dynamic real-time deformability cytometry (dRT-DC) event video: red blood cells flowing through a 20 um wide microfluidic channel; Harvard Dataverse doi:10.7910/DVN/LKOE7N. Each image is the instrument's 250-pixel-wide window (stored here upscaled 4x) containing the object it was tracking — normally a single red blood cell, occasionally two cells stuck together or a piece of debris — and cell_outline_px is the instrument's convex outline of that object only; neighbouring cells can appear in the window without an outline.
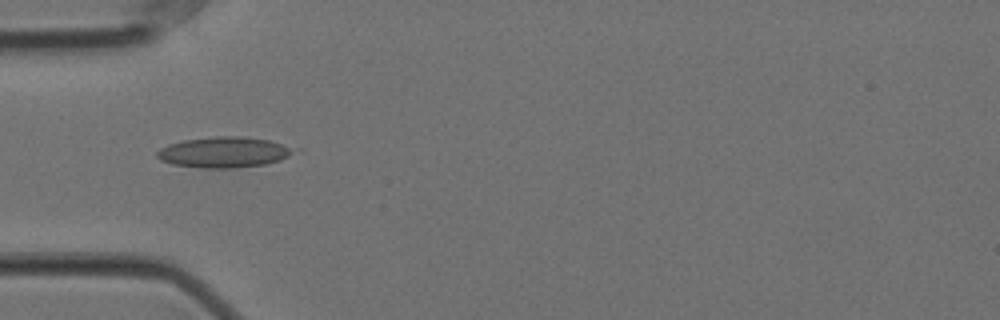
{"species": "Egyptian fruit bat (a non-hibernating species)", "species_latin": "Rousettus aegyptiacus", "temperature_condition": "cold", "stored_images_in_passage": 39, "camera_frame_rate_fps": 3000, "um_per_image_px": 0.085, "animal": {"sex": "female"}, "frame": {"image": 1, "passage_image": 1, "time_ms": 0.0, "image_size_px": [1000, 320], "cell_outline_px": [[304, 148], [280, 160], [264, 164], [236, 168], [200, 168], [172, 164], [160, 160], [156, 156], [156, 152], [160, 148], [168, 144], [184, 140], [216, 136], [240, 136], [268, 140]], "centroid_in_image_um": [19.1, 12.94], "position_along_channel_um": 65.9, "area_um2": 24.85}}
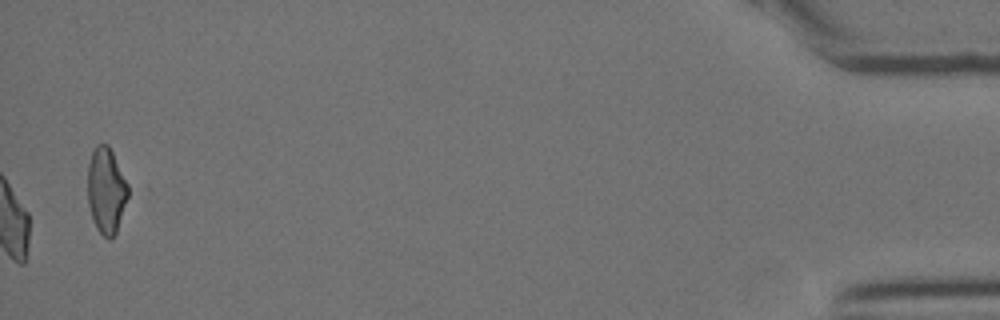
{"frame": {"image": 2, "passage_image": 39, "time_ms": 12.667, "image_size_px": [1000, 320], "cell_outline_px": [[128, 196], [116, 232], [108, 240], [96, 228], [88, 204], [88, 164], [92, 152], [96, 144], [108, 144], [128, 184]], "centroid_in_image_um": [9.02, 16.17], "position_along_channel_um": 426.2, "area_um2": 19.94}, "authors_computed_cell_mechanics": {"area_um2": 20.1144, "velocity_mm_per_s": 3.5246, "shape_relaxation_time_tau1_ms": 7.3863, "shape_relaxation_time_tau2_ms": 2.1102, "deformation_change_tau1": 0.1746, "deformation_change_tau2": 0.0943}}